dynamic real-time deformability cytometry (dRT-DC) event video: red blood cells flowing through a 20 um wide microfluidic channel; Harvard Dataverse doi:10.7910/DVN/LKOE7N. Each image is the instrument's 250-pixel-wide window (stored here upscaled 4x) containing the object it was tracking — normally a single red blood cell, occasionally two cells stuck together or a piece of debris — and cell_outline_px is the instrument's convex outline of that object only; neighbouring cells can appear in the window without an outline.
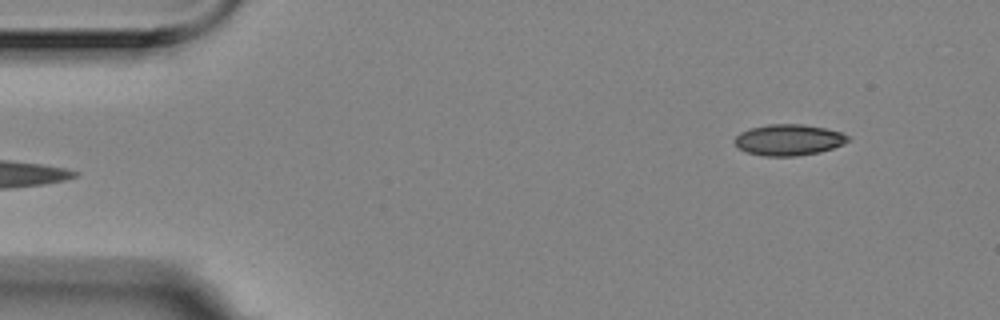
{"species": "Egyptian fruit bat (a non-hibernating species)", "species_latin": "Rousettus aegyptiacus", "temperature_condition": "room temperature", "stored_images_in_passage": 3, "segment_of_instrument_passage": [2, 2], "camera_frame_rate_fps": 3000, "um_per_image_px": 0.085, "animal": {"sex": "female"}, "frame": {"image": 1, "passage_image": 3, "time_ms": 0.667, "image_size_px": [1000, 320], "cell_outline_px": [[852, 140], [844, 144], [820, 152], [796, 156], [764, 156], [748, 152], [740, 148], [732, 140], [740, 132], [752, 128], [768, 124], [804, 124], [824, 128], [840, 132], [848, 136]], "centroid_in_image_um": [67.06, 11.89], "position_along_channel_um": 17.9, "area_um2": 20.52}}